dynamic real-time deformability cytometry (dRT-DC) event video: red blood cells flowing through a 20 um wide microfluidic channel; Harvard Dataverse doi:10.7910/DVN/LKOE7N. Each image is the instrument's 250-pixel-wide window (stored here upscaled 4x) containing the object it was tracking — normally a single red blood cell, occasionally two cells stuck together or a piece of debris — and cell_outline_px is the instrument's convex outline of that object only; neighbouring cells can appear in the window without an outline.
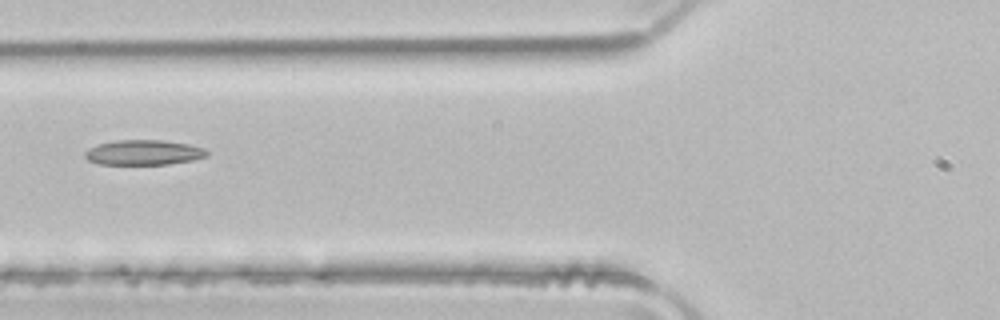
{"species": "common noctule bat (a hibernating species)", "species_latin": "Nyctalus noctula", "temperature_condition": "room temperature", "stored_images_in_passage": 3, "camera_frame_rate_fps": 3000, "um_per_image_px": 0.085, "animal": {"sex": "male", "body_mass_g": 21.5, "forearm_length_mm": 52.0}, "frame": {"image": 1, "passage_image": 3, "time_ms": 0.667, "image_size_px": [1000, 320], "cell_outline_px": [[208, 156], [192, 160], [168, 164], [100, 164], [88, 160], [84, 156], [84, 152], [88, 148], [100, 144], [116, 140], [160, 140], [188, 144], [204, 148], [208, 152]], "centroid_in_image_um": [12.2, 12.96], "position_along_channel_um": 113.6, "area_um2": 17.69}}